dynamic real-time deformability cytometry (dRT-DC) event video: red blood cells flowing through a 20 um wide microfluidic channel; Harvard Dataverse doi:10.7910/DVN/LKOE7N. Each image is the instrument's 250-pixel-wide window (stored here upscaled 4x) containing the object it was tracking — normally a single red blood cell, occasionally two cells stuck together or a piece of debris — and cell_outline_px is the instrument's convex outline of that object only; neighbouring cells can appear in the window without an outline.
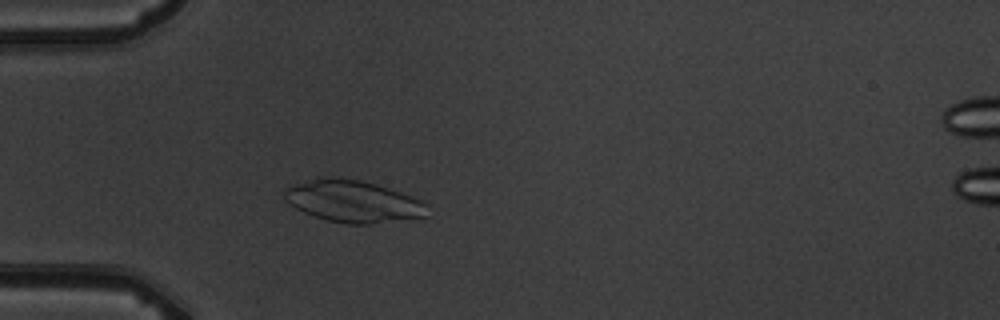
{"species": "common noctule bat (a hibernating species)", "species_latin": "Nyctalus noctula", "temperature_condition": "warm", "stored_images_in_passage": 4, "camera_frame_rate_fps": 3000, "um_per_image_px": 0.085, "animal": {"sex": "male", "body_mass_g": 19.5, "forearm_length_mm": 54.6}, "frame": {"image": 1, "passage_image": 4, "time_ms": 3.667, "image_size_px": [1000, 320], "cell_outline_px": [[428, 216], [372, 224], [344, 224], [328, 220], [304, 212], [296, 208], [284, 200], [284, 188], [292, 184], [316, 176], [336, 176], [360, 180], [376, 184], [400, 192], [420, 200], [424, 204]], "centroid_in_image_um": [29.93, 17.09], "position_along_channel_um": 55.1, "area_um2": 35.14}}